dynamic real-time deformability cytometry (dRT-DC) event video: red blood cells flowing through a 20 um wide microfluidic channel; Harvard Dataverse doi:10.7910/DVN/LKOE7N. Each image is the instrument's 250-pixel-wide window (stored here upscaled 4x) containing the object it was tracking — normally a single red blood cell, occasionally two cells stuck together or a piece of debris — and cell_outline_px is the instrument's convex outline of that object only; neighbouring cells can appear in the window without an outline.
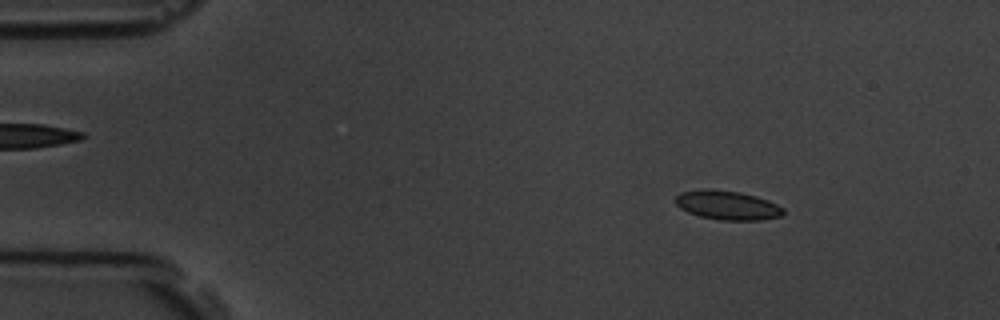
{"species": "common noctule bat (a hibernating species)", "species_latin": "Nyctalus noctula", "temperature_condition": "room temperature", "stored_images_in_passage": 9, "camera_frame_rate_fps": 3000, "um_per_image_px": 0.085, "animal": {"sex": "male", "body_mass_g": 19.5, "forearm_length_mm": 54.6}, "frame": {"image": 1, "passage_image": 1, "time_ms": 0.0, "image_size_px": [1000, 320], "cell_outline_px": [[784, 216], [760, 220], [720, 220], [700, 216], [688, 212], [680, 208], [676, 204], [676, 196], [680, 192], [704, 188], [708, 188], [740, 192], [756, 196], [768, 200], [784, 208]], "centroid_in_image_um": [61.84, 17.44], "position_along_channel_um": 23.2, "area_um2": 18.44}}
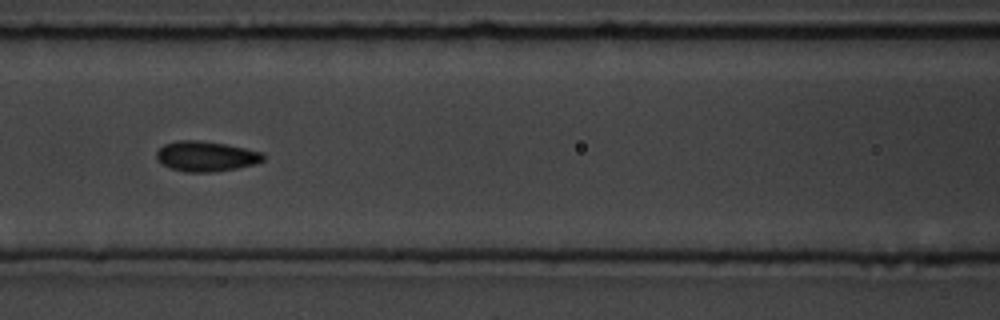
{"frame": {"image": 2, "passage_image": 6, "time_ms": 5.667, "image_size_px": [1000, 320], "cell_outline_px": [[264, 160], [256, 164], [236, 168], [212, 172], [184, 172], [160, 164], [156, 160], [156, 152], [164, 144], [176, 140], [196, 140], [224, 144], [264, 152]], "centroid_in_image_um": [17.49, 13.29], "position_along_channel_um": 149.1, "area_um2": 18.84}}
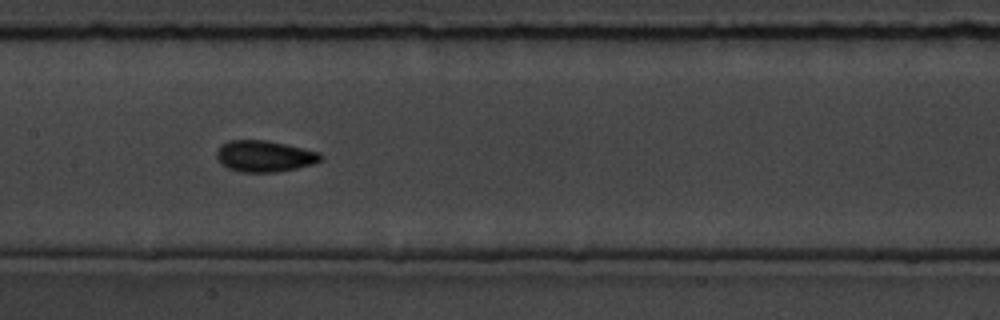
{"frame": {"image": 3, "passage_image": 7, "time_ms": 6.667, "image_size_px": [1000, 320], "cell_outline_px": [[324, 156], [320, 160], [312, 164], [296, 168], [276, 172], [240, 172], [228, 168], [220, 164], [216, 156], [216, 152], [220, 144], [228, 140], [268, 140], [320, 152]], "centroid_in_image_um": [22.44, 13.27], "position_along_channel_um": 185.0, "area_um2": 19.13}}